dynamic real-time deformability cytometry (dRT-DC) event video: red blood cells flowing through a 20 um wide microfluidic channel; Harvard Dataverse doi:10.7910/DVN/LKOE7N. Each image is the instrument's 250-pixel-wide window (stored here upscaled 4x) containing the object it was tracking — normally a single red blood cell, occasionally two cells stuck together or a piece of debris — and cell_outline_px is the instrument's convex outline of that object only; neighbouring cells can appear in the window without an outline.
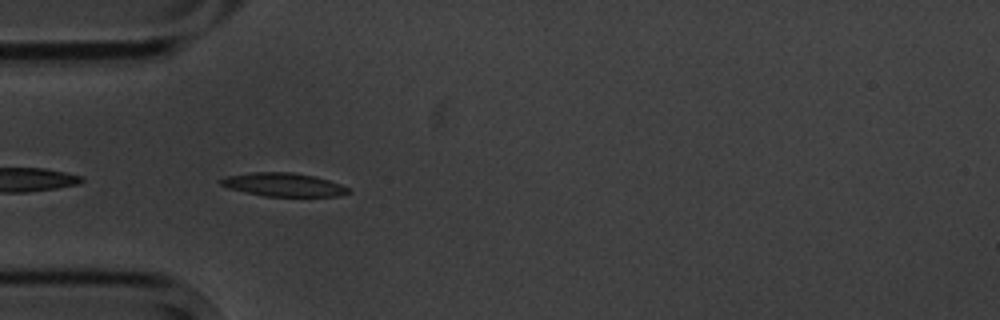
{"species": "common noctule bat (a hibernating species)", "species_latin": "Nyctalus noctula", "temperature_condition": "cold", "stored_images_in_passage": 6, "camera_frame_rate_fps": 3000, "um_per_image_px": 0.085, "animal": {"sex": "male", "body_mass_g": 20.1, "forearm_length_mm": 53.5}, "frame": {"image": 1, "passage_image": 5, "time_ms": 4.333, "image_size_px": [1000, 320], "cell_outline_px": [[352, 192], [340, 196], [264, 196], [228, 188], [220, 184], [216, 180], [228, 176], [248, 172], [292, 172], [316, 176], [340, 184], [348, 188]], "centroid_in_image_um": [24.08, 15.69], "position_along_channel_um": 60.9, "area_um2": 17.51}}
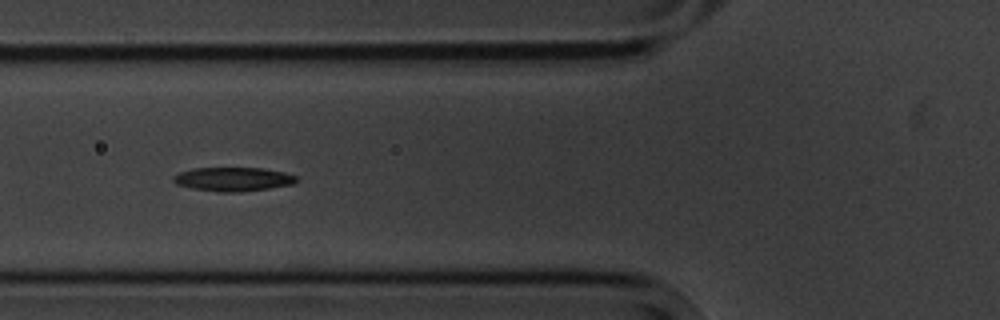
{"frame": {"image": 2, "passage_image": 6, "time_ms": 5.667, "image_size_px": [1000, 320], "cell_outline_px": [[300, 180], [292, 184], [268, 188], [236, 192], [220, 192], [192, 188], [176, 184], [172, 180], [172, 176], [180, 172], [192, 168], [260, 168], [284, 172], [296, 176]], "centroid_in_image_um": [19.79, 15.22], "position_along_channel_um": 106.0, "area_um2": 17.05}}